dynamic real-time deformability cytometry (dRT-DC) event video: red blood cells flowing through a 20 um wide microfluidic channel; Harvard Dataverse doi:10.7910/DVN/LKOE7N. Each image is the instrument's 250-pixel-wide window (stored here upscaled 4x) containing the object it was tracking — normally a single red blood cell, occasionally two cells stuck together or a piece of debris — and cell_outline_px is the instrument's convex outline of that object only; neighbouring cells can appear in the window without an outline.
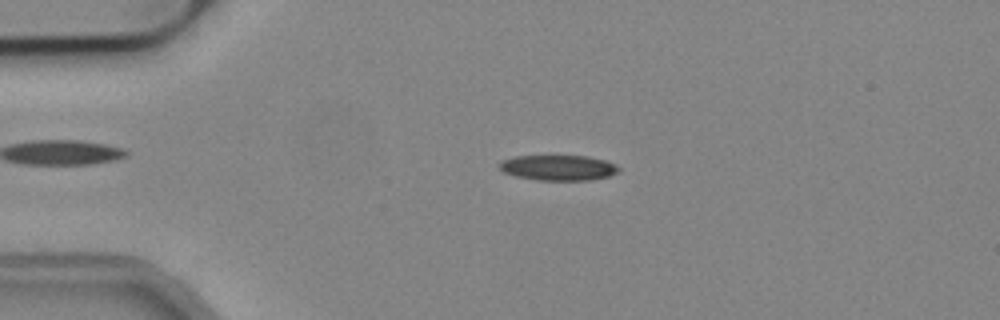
{"species": "common noctule bat (a hibernating species)", "species_latin": "Nyctalus noctula", "temperature_condition": "cold", "stored_images_in_passage": 52, "camera_frame_rate_fps": 3000, "um_per_image_px": 0.085, "animal": {"sex": "male", "body_mass_g": 19.2, "forearm_length_mm": 51.8}, "frame": {"image": 1, "passage_image": 11, "time_ms": 3.333, "image_size_px": [1000, 320], "cell_outline_px": [[620, 172], [608, 176], [592, 180], [536, 180], [516, 176], [504, 172], [496, 164], [500, 160], [516, 156], [588, 156], [604, 160], [616, 164], [620, 168]], "centroid_in_image_um": [47.45, 14.25], "position_along_channel_um": 37.5, "area_um2": 17.8}}
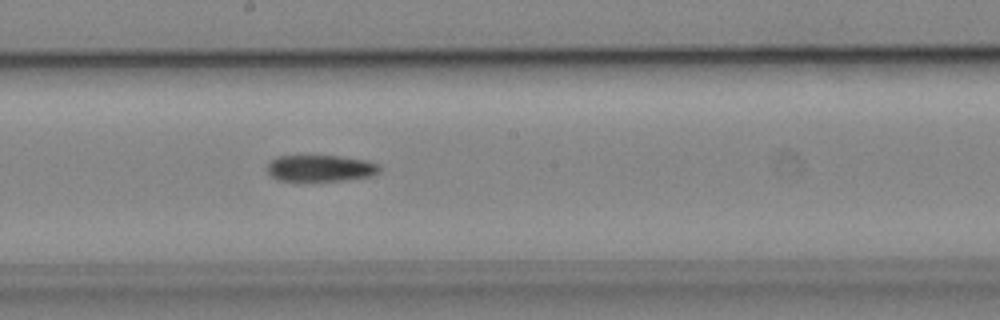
{"frame": {"image": 2, "passage_image": 28, "time_ms": 9.0, "image_size_px": [1000, 320], "cell_outline_px": [[380, 172], [372, 176], [344, 180], [276, 180], [268, 172], [268, 160], [276, 156], [336, 156], [368, 160], [380, 164]], "centroid_in_image_um": [27.26, 14.29], "position_along_channel_um": 220.9, "area_um2": 17.34}}
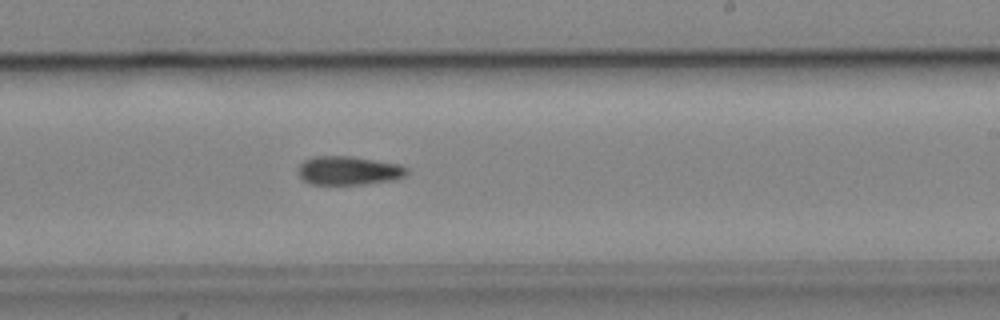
{"frame": {"image": 3, "passage_image": 31, "time_ms": 10.0, "image_size_px": [1000, 320], "cell_outline_px": [[408, 172], [404, 176], [396, 180], [364, 184], [308, 184], [300, 176], [300, 164], [304, 160], [312, 156], [352, 156], [400, 164], [408, 168]], "centroid_in_image_um": [29.67, 14.49], "position_along_channel_um": 259.3, "area_um2": 18.26}}